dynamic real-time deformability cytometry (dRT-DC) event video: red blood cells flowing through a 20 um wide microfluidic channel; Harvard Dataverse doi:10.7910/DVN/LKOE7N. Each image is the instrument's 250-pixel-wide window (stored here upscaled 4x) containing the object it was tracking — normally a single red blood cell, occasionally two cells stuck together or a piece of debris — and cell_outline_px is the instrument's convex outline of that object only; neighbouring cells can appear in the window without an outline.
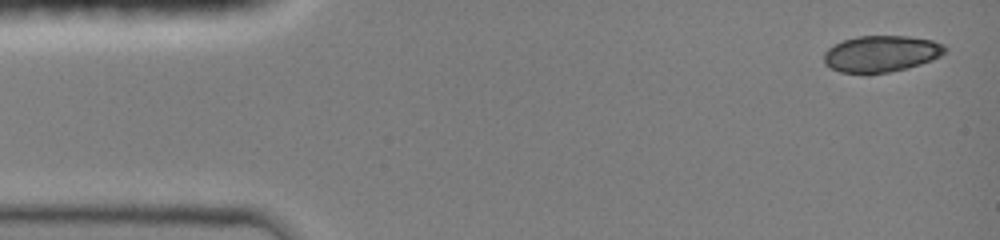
{"species": "common noctule bat (a hibernating species)", "species_latin": "Nyctalus noctula", "temperature_condition": "room temperature", "stored_images_in_passage": 13, "camera_frame_rate_fps": 3000, "um_per_image_px": 0.085, "animal": {"sex": "female", "body_mass_g": 19.0, "forearm_length_mm": 51.5}, "frame": {"image": 1, "passage_image": 1, "time_ms": 0.0, "image_size_px": [1000, 240], "cell_outline_px": [[948, 48], [940, 56], [932, 60], [908, 68], [868, 76], [840, 72], [824, 64], [824, 52], [828, 48], [844, 40], [856, 36], [908, 36], [932, 40], [944, 44]], "centroid_in_image_um": [74.89, 4.6], "position_along_channel_um": 10.1, "area_um2": 26.18}}